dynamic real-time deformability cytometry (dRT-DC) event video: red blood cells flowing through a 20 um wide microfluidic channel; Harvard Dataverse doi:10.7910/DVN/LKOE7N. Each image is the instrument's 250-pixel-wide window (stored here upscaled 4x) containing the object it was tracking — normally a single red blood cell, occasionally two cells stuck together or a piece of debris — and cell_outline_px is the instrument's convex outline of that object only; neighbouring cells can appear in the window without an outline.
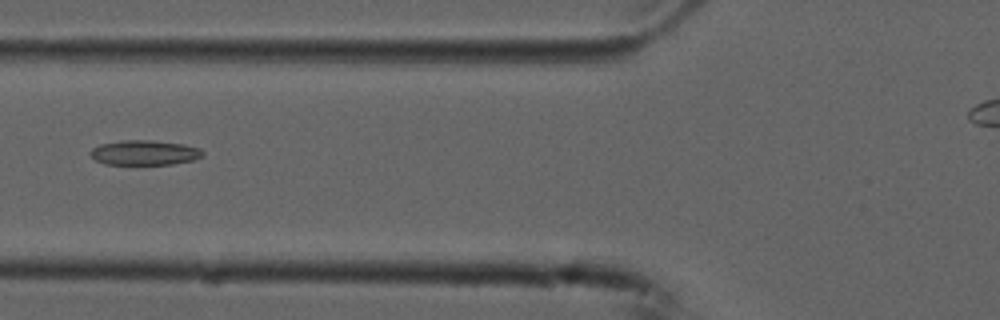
{"species": "common noctule bat (a hibernating species)", "species_latin": "Nyctalus noctula", "temperature_condition": "cold", "stored_images_in_passage": 2, "camera_frame_rate_fps": 3000, "um_per_image_px": 0.085, "animal": {"sex": "male", "forearm_length_mm": 52.5}, "frame": {"image": 1, "passage_image": 2, "time_ms": 0.333, "image_size_px": [1000, 320], "cell_outline_px": [[204, 156], [192, 160], [172, 164], [104, 164], [96, 160], [88, 152], [92, 148], [100, 144], [120, 140], [152, 140], [184, 144], [200, 148], [204, 152]], "centroid_in_image_um": [12.28, 12.97], "position_along_channel_um": 113.5, "area_um2": 16.36}}